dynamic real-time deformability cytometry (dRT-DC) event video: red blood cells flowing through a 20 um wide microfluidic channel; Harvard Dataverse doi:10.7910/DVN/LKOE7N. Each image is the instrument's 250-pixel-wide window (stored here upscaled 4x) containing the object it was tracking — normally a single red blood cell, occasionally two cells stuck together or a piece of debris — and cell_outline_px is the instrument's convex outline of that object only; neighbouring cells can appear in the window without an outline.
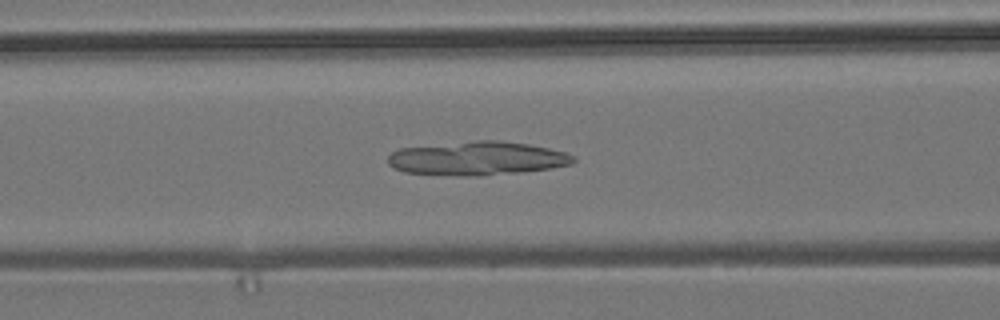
{"species": "common noctule bat (a hibernating species)", "species_latin": "Nyctalus noctula", "temperature_condition": "room temperature", "stored_images_in_passage": 32, "camera_frame_rate_fps": 3000, "um_per_image_px": 0.085, "animal": {"sex": "male", "body_mass_g": 19.2, "forearm_length_mm": 51.8}, "frame": {"image": 1, "passage_image": 22, "time_ms": 7.0, "image_size_px": [1000, 320], "cell_outline_px": [[576, 160], [572, 164], [548, 168], [520, 172], [476, 176], [460, 176], [404, 172], [392, 168], [388, 164], [388, 156], [392, 152], [400, 148], [476, 140], [500, 140], [528, 144], [548, 148], [564, 152], [572, 156]], "centroid_in_image_um": [40.52, 13.46], "position_along_channel_um": 126.1, "area_um2": 36.36}}
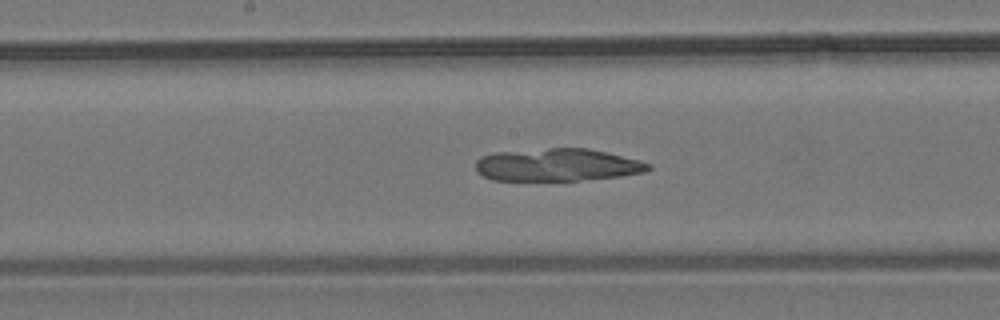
{"frame": {"image": 2, "passage_image": 28, "time_ms": 9.0, "image_size_px": [1000, 320], "cell_outline_px": [[652, 168], [644, 172], [620, 176], [576, 180], [492, 180], [476, 172], [476, 160], [480, 156], [492, 152], [548, 148], [588, 148], [640, 160], [652, 164]], "centroid_in_image_um": [47.34, 14.0], "position_along_channel_um": 200.9, "area_um2": 32.89}}
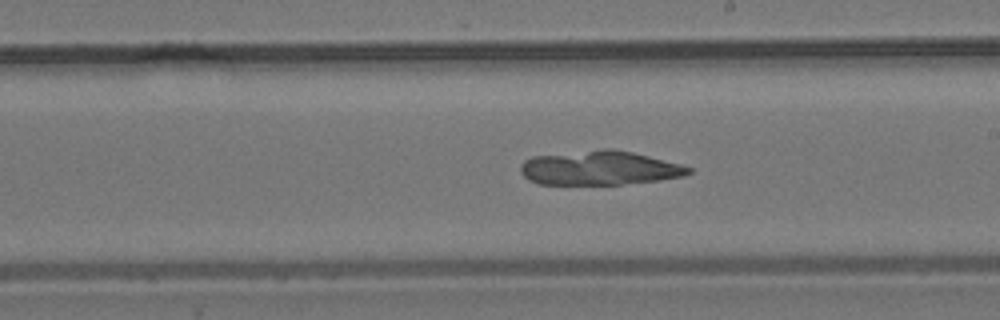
{"frame": {"image": 3, "passage_image": 31, "time_ms": 10.0, "image_size_px": [1000, 320], "cell_outline_px": [[692, 172], [684, 176], [660, 180], [620, 184], [540, 184], [528, 180], [520, 172], [520, 164], [524, 160], [532, 156], [604, 148], [612, 148], [632, 152], [680, 164], [692, 168]], "centroid_in_image_um": [50.93, 14.27], "position_along_channel_um": 238.1, "area_um2": 33.52}}